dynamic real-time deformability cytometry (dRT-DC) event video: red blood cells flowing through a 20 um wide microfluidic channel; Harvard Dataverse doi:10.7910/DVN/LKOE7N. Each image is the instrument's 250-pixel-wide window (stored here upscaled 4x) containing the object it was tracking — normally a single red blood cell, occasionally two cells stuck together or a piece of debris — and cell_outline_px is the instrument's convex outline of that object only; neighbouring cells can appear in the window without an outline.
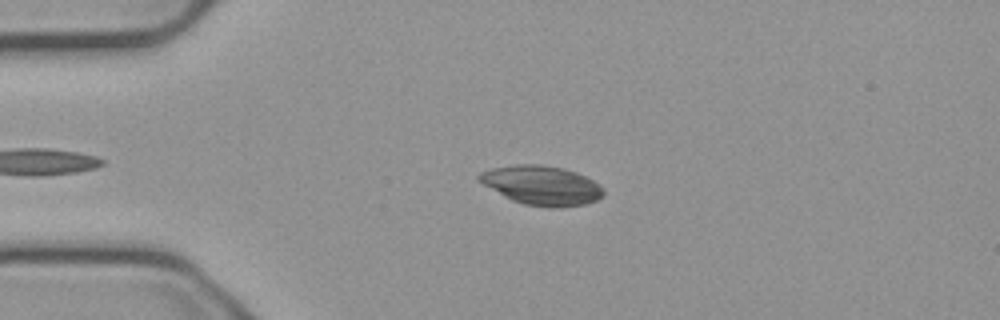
{"species": "common noctule bat (a hibernating species)", "species_latin": "Nyctalus noctula", "temperature_condition": "cold", "stored_images_in_passage": 49, "camera_frame_rate_fps": 3000, "um_per_image_px": 0.085, "animal": {"sex": "male", "body_mass_g": 23.1, "forearm_length_mm": 52.7}, "frame": {"image": 1, "passage_image": 12, "time_ms": 3.667, "image_size_px": [1000, 320], "cell_outline_px": [[604, 196], [596, 200], [584, 204], [560, 208], [548, 208], [524, 204], [512, 200], [504, 196], [476, 180], [476, 176], [480, 172], [492, 168], [516, 164], [540, 164], [564, 168], [576, 172], [600, 184], [604, 188]], "centroid_in_image_um": [46.04, 15.75], "position_along_channel_um": 39.0, "area_um2": 28.67}}
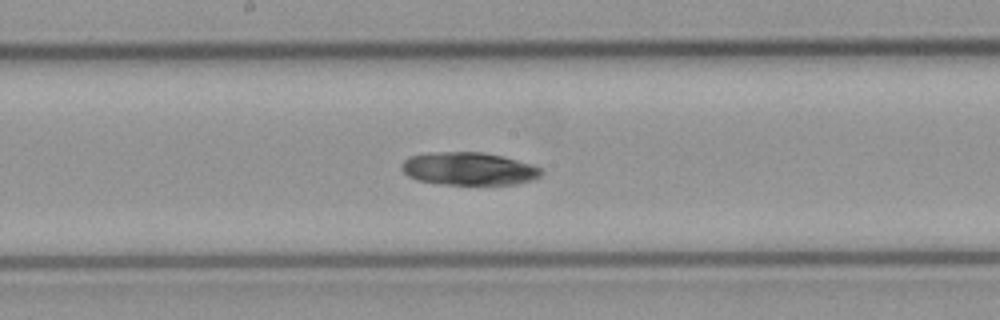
{"frame": {"image": 2, "passage_image": 28, "time_ms": 9.0, "image_size_px": [1000, 320], "cell_outline_px": [[544, 172], [540, 176], [532, 180], [516, 184], [440, 184], [416, 180], [408, 176], [400, 168], [400, 164], [408, 156], [432, 152], [480, 152], [504, 156], [532, 164], [540, 168]], "centroid_in_image_um": [39.82, 14.34], "position_along_channel_um": 208.4, "area_um2": 26.93}}
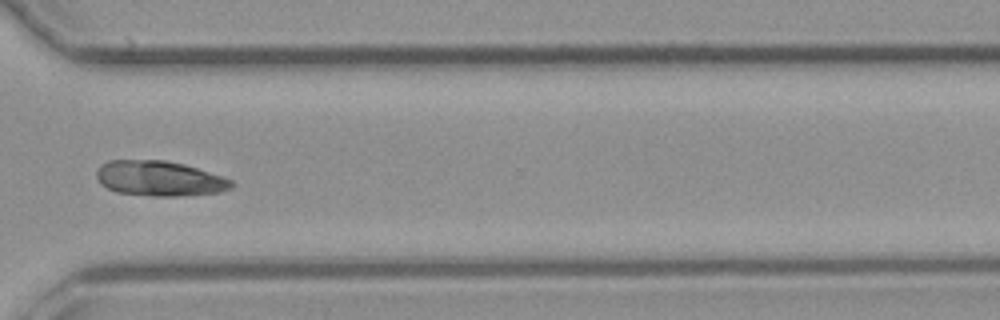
{"frame": {"image": 3, "passage_image": 40, "time_ms": 13.0, "image_size_px": [1000, 320], "cell_outline_px": [[236, 184], [232, 188], [220, 192], [176, 196], [152, 196], [116, 192], [100, 184], [96, 180], [96, 172], [100, 164], [108, 160], [164, 160], [184, 164], [224, 176], [232, 180]], "centroid_in_image_um": [13.55, 15.17], "position_along_channel_um": 357.0, "area_um2": 27.92}, "authors_computed_cell_mechanics": {"area_um2": 27.455, "velocity_mm_per_s": 3.7211, "shape_relaxation_time_tau1_ms": 7.1958, "shape_relaxation_time_tau2_ms": null, "deformation_change_tau1": 0.0772, "deformation_change_tau2": null}}